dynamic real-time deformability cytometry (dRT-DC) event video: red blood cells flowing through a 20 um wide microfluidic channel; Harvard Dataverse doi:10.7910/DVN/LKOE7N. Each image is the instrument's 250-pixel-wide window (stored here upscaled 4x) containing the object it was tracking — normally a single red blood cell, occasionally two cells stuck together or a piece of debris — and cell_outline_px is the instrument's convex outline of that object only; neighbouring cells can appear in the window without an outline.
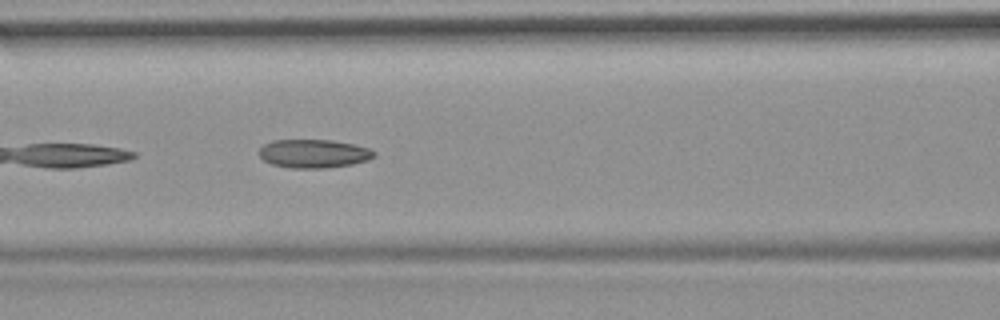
{"species": "common noctule bat (a hibernating species)", "species_latin": "Nyctalus noctula", "temperature_condition": "room temperature", "stored_images_in_passage": 23, "camera_frame_rate_fps": 3000, "um_per_image_px": 0.085, "animal": {"sex": "female", "body_mass_g": 19.9}, "frame": {"image": 1, "passage_image": 7, "time_ms": 2.0, "image_size_px": [1000, 320], "cell_outline_px": [[372, 156], [364, 160], [348, 164], [312, 168], [304, 168], [276, 164], [264, 160], [260, 156], [260, 148], [264, 144], [276, 140], [328, 140], [348, 144], [364, 148], [372, 152]], "centroid_in_image_um": [26.55, 13.03], "position_along_channel_um": 140.1, "area_um2": 17.74}}
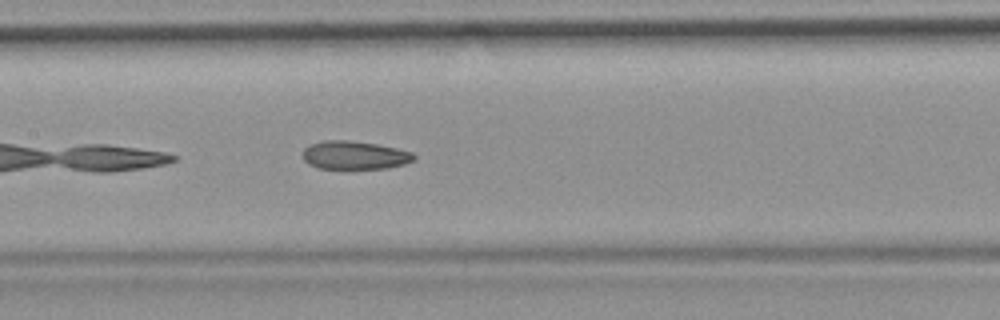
{"frame": {"image": 2, "passage_image": 10, "time_ms": 3.0, "image_size_px": [1000, 320], "cell_outline_px": [[416, 156], [412, 160], [400, 164], [380, 168], [320, 168], [304, 160], [304, 152], [312, 144], [372, 144], [392, 148], [408, 152]], "centroid_in_image_um": [30.18, 13.27], "position_along_channel_um": 177.2, "area_um2": 16.07}}